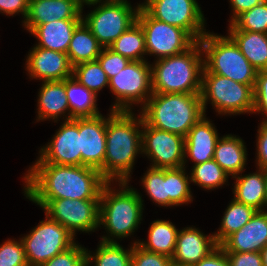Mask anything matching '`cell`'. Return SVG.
I'll use <instances>...</instances> for the list:
<instances>
[{
	"label": "cell",
	"instance_id": "cell-1",
	"mask_svg": "<svg viewBox=\"0 0 267 266\" xmlns=\"http://www.w3.org/2000/svg\"><path fill=\"white\" fill-rule=\"evenodd\" d=\"M24 176L27 199L100 200L107 181L89 166L35 163Z\"/></svg>",
	"mask_w": 267,
	"mask_h": 266
},
{
	"label": "cell",
	"instance_id": "cell-2",
	"mask_svg": "<svg viewBox=\"0 0 267 266\" xmlns=\"http://www.w3.org/2000/svg\"><path fill=\"white\" fill-rule=\"evenodd\" d=\"M106 118V154L104 179L107 182H129L134 161L142 153L143 117L132 111H113ZM141 152V153H140Z\"/></svg>",
	"mask_w": 267,
	"mask_h": 266
},
{
	"label": "cell",
	"instance_id": "cell-3",
	"mask_svg": "<svg viewBox=\"0 0 267 266\" xmlns=\"http://www.w3.org/2000/svg\"><path fill=\"white\" fill-rule=\"evenodd\" d=\"M204 54L199 41L178 55L157 59L151 64L153 93L200 94Z\"/></svg>",
	"mask_w": 267,
	"mask_h": 266
},
{
	"label": "cell",
	"instance_id": "cell-4",
	"mask_svg": "<svg viewBox=\"0 0 267 266\" xmlns=\"http://www.w3.org/2000/svg\"><path fill=\"white\" fill-rule=\"evenodd\" d=\"M140 109L149 126L182 137L205 115L200 94L153 93Z\"/></svg>",
	"mask_w": 267,
	"mask_h": 266
},
{
	"label": "cell",
	"instance_id": "cell-5",
	"mask_svg": "<svg viewBox=\"0 0 267 266\" xmlns=\"http://www.w3.org/2000/svg\"><path fill=\"white\" fill-rule=\"evenodd\" d=\"M128 183L118 182V190L113 187L111 189V182H107L102 188L99 225L105 227L108 235L102 236L100 241L117 242L114 238L130 236L141 224L144 210L142 196Z\"/></svg>",
	"mask_w": 267,
	"mask_h": 266
},
{
	"label": "cell",
	"instance_id": "cell-6",
	"mask_svg": "<svg viewBox=\"0 0 267 266\" xmlns=\"http://www.w3.org/2000/svg\"><path fill=\"white\" fill-rule=\"evenodd\" d=\"M199 42L205 54L204 67L210 73L238 83L255 85L258 70L251 65L229 35L207 32Z\"/></svg>",
	"mask_w": 267,
	"mask_h": 266
},
{
	"label": "cell",
	"instance_id": "cell-7",
	"mask_svg": "<svg viewBox=\"0 0 267 266\" xmlns=\"http://www.w3.org/2000/svg\"><path fill=\"white\" fill-rule=\"evenodd\" d=\"M253 88L254 85L238 83L227 77L212 74L204 67L200 93L204 114L207 102L210 101L215 111L221 115L253 113Z\"/></svg>",
	"mask_w": 267,
	"mask_h": 266
},
{
	"label": "cell",
	"instance_id": "cell-8",
	"mask_svg": "<svg viewBox=\"0 0 267 266\" xmlns=\"http://www.w3.org/2000/svg\"><path fill=\"white\" fill-rule=\"evenodd\" d=\"M85 5H96V9L94 8L86 17L82 16V21L103 48H108L123 32L137 22L140 9V6L134 9L127 0H105Z\"/></svg>",
	"mask_w": 267,
	"mask_h": 266
},
{
	"label": "cell",
	"instance_id": "cell-9",
	"mask_svg": "<svg viewBox=\"0 0 267 266\" xmlns=\"http://www.w3.org/2000/svg\"><path fill=\"white\" fill-rule=\"evenodd\" d=\"M116 97L113 111H132V104H146L152 92L151 64L147 60L131 61L117 75L109 79L108 86Z\"/></svg>",
	"mask_w": 267,
	"mask_h": 266
},
{
	"label": "cell",
	"instance_id": "cell-10",
	"mask_svg": "<svg viewBox=\"0 0 267 266\" xmlns=\"http://www.w3.org/2000/svg\"><path fill=\"white\" fill-rule=\"evenodd\" d=\"M75 236L47 214L30 234L21 238L29 266H41L75 244Z\"/></svg>",
	"mask_w": 267,
	"mask_h": 266
},
{
	"label": "cell",
	"instance_id": "cell-11",
	"mask_svg": "<svg viewBox=\"0 0 267 266\" xmlns=\"http://www.w3.org/2000/svg\"><path fill=\"white\" fill-rule=\"evenodd\" d=\"M51 219L59 222L74 236L78 231L94 232L99 225L100 200L29 199Z\"/></svg>",
	"mask_w": 267,
	"mask_h": 266
},
{
	"label": "cell",
	"instance_id": "cell-12",
	"mask_svg": "<svg viewBox=\"0 0 267 266\" xmlns=\"http://www.w3.org/2000/svg\"><path fill=\"white\" fill-rule=\"evenodd\" d=\"M137 22L145 34L147 55H156L157 59L183 53L196 42L182 28L152 18L142 7Z\"/></svg>",
	"mask_w": 267,
	"mask_h": 266
},
{
	"label": "cell",
	"instance_id": "cell-13",
	"mask_svg": "<svg viewBox=\"0 0 267 266\" xmlns=\"http://www.w3.org/2000/svg\"><path fill=\"white\" fill-rule=\"evenodd\" d=\"M142 8L152 18L182 28L195 41L207 33L205 18L196 0H147Z\"/></svg>",
	"mask_w": 267,
	"mask_h": 266
},
{
	"label": "cell",
	"instance_id": "cell-14",
	"mask_svg": "<svg viewBox=\"0 0 267 266\" xmlns=\"http://www.w3.org/2000/svg\"><path fill=\"white\" fill-rule=\"evenodd\" d=\"M142 154L151 159L153 168H179L186 165L185 137L149 126L143 120Z\"/></svg>",
	"mask_w": 267,
	"mask_h": 266
},
{
	"label": "cell",
	"instance_id": "cell-15",
	"mask_svg": "<svg viewBox=\"0 0 267 266\" xmlns=\"http://www.w3.org/2000/svg\"><path fill=\"white\" fill-rule=\"evenodd\" d=\"M53 139L40 149L36 163L82 166L79 118L64 121Z\"/></svg>",
	"mask_w": 267,
	"mask_h": 266
},
{
	"label": "cell",
	"instance_id": "cell-16",
	"mask_svg": "<svg viewBox=\"0 0 267 266\" xmlns=\"http://www.w3.org/2000/svg\"><path fill=\"white\" fill-rule=\"evenodd\" d=\"M79 136L82 166L98 169L104 178L106 117L79 118Z\"/></svg>",
	"mask_w": 267,
	"mask_h": 266
},
{
	"label": "cell",
	"instance_id": "cell-17",
	"mask_svg": "<svg viewBox=\"0 0 267 266\" xmlns=\"http://www.w3.org/2000/svg\"><path fill=\"white\" fill-rule=\"evenodd\" d=\"M32 50V51H31ZM26 59V70L33 79L61 81L72 77L73 66L66 53L35 46Z\"/></svg>",
	"mask_w": 267,
	"mask_h": 266
},
{
	"label": "cell",
	"instance_id": "cell-18",
	"mask_svg": "<svg viewBox=\"0 0 267 266\" xmlns=\"http://www.w3.org/2000/svg\"><path fill=\"white\" fill-rule=\"evenodd\" d=\"M82 11L79 0H29L23 26L31 33L38 25L54 20L82 19Z\"/></svg>",
	"mask_w": 267,
	"mask_h": 266
},
{
	"label": "cell",
	"instance_id": "cell-19",
	"mask_svg": "<svg viewBox=\"0 0 267 266\" xmlns=\"http://www.w3.org/2000/svg\"><path fill=\"white\" fill-rule=\"evenodd\" d=\"M267 245V211H256L238 231L228 236L220 246L225 252H260Z\"/></svg>",
	"mask_w": 267,
	"mask_h": 266
},
{
	"label": "cell",
	"instance_id": "cell-20",
	"mask_svg": "<svg viewBox=\"0 0 267 266\" xmlns=\"http://www.w3.org/2000/svg\"><path fill=\"white\" fill-rule=\"evenodd\" d=\"M217 246L213 234L205 235L193 226L186 227L178 232L176 247L171 260L193 266Z\"/></svg>",
	"mask_w": 267,
	"mask_h": 266
},
{
	"label": "cell",
	"instance_id": "cell-21",
	"mask_svg": "<svg viewBox=\"0 0 267 266\" xmlns=\"http://www.w3.org/2000/svg\"><path fill=\"white\" fill-rule=\"evenodd\" d=\"M211 122L203 115L185 136L184 158L189 157L194 165L210 161L214 157L215 146L220 137Z\"/></svg>",
	"mask_w": 267,
	"mask_h": 266
},
{
	"label": "cell",
	"instance_id": "cell-22",
	"mask_svg": "<svg viewBox=\"0 0 267 266\" xmlns=\"http://www.w3.org/2000/svg\"><path fill=\"white\" fill-rule=\"evenodd\" d=\"M38 97L37 122L46 119H52L56 122L62 115L65 117L67 112L68 115L64 120H69V104L65 90V79L61 81H44Z\"/></svg>",
	"mask_w": 267,
	"mask_h": 266
},
{
	"label": "cell",
	"instance_id": "cell-23",
	"mask_svg": "<svg viewBox=\"0 0 267 266\" xmlns=\"http://www.w3.org/2000/svg\"><path fill=\"white\" fill-rule=\"evenodd\" d=\"M82 19L54 20L38 25L32 32L38 44L35 46L66 53L76 27Z\"/></svg>",
	"mask_w": 267,
	"mask_h": 266
},
{
	"label": "cell",
	"instance_id": "cell-24",
	"mask_svg": "<svg viewBox=\"0 0 267 266\" xmlns=\"http://www.w3.org/2000/svg\"><path fill=\"white\" fill-rule=\"evenodd\" d=\"M240 174L233 177L236 180L233 188V199L251 206L257 211L266 210L267 196L264 169L258 168V171L248 175H242V172Z\"/></svg>",
	"mask_w": 267,
	"mask_h": 266
},
{
	"label": "cell",
	"instance_id": "cell-25",
	"mask_svg": "<svg viewBox=\"0 0 267 266\" xmlns=\"http://www.w3.org/2000/svg\"><path fill=\"white\" fill-rule=\"evenodd\" d=\"M246 153L243 139L229 134L218 139L213 159L229 176L234 177L245 170Z\"/></svg>",
	"mask_w": 267,
	"mask_h": 266
},
{
	"label": "cell",
	"instance_id": "cell-26",
	"mask_svg": "<svg viewBox=\"0 0 267 266\" xmlns=\"http://www.w3.org/2000/svg\"><path fill=\"white\" fill-rule=\"evenodd\" d=\"M228 35L234 40L242 54L258 71L267 70V34L241 31L232 23Z\"/></svg>",
	"mask_w": 267,
	"mask_h": 266
},
{
	"label": "cell",
	"instance_id": "cell-27",
	"mask_svg": "<svg viewBox=\"0 0 267 266\" xmlns=\"http://www.w3.org/2000/svg\"><path fill=\"white\" fill-rule=\"evenodd\" d=\"M69 104V120L101 115L97 107V95L80 84L73 76L65 79Z\"/></svg>",
	"mask_w": 267,
	"mask_h": 266
},
{
	"label": "cell",
	"instance_id": "cell-28",
	"mask_svg": "<svg viewBox=\"0 0 267 266\" xmlns=\"http://www.w3.org/2000/svg\"><path fill=\"white\" fill-rule=\"evenodd\" d=\"M179 230L172 222L167 220H155L151 223L147 241H134L144 250L172 257L176 247Z\"/></svg>",
	"mask_w": 267,
	"mask_h": 266
},
{
	"label": "cell",
	"instance_id": "cell-29",
	"mask_svg": "<svg viewBox=\"0 0 267 266\" xmlns=\"http://www.w3.org/2000/svg\"><path fill=\"white\" fill-rule=\"evenodd\" d=\"M103 47L82 21L74 30L67 55L72 66L97 60Z\"/></svg>",
	"mask_w": 267,
	"mask_h": 266
},
{
	"label": "cell",
	"instance_id": "cell-30",
	"mask_svg": "<svg viewBox=\"0 0 267 266\" xmlns=\"http://www.w3.org/2000/svg\"><path fill=\"white\" fill-rule=\"evenodd\" d=\"M113 52L127 57L131 61H143L146 53L145 34L136 22L123 32L109 47Z\"/></svg>",
	"mask_w": 267,
	"mask_h": 266
},
{
	"label": "cell",
	"instance_id": "cell-31",
	"mask_svg": "<svg viewBox=\"0 0 267 266\" xmlns=\"http://www.w3.org/2000/svg\"><path fill=\"white\" fill-rule=\"evenodd\" d=\"M253 207L232 199L224 212L221 227L214 233L215 241L220 245L228 236L240 230L256 213Z\"/></svg>",
	"mask_w": 267,
	"mask_h": 266
},
{
	"label": "cell",
	"instance_id": "cell-32",
	"mask_svg": "<svg viewBox=\"0 0 267 266\" xmlns=\"http://www.w3.org/2000/svg\"><path fill=\"white\" fill-rule=\"evenodd\" d=\"M133 244L130 249H124L117 242H103L93 255L86 250V263L94 266H131L132 265Z\"/></svg>",
	"mask_w": 267,
	"mask_h": 266
},
{
	"label": "cell",
	"instance_id": "cell-33",
	"mask_svg": "<svg viewBox=\"0 0 267 266\" xmlns=\"http://www.w3.org/2000/svg\"><path fill=\"white\" fill-rule=\"evenodd\" d=\"M186 167L167 168V195H169V207L181 206L191 203L193 200L189 184L190 176L186 174Z\"/></svg>",
	"mask_w": 267,
	"mask_h": 266
},
{
	"label": "cell",
	"instance_id": "cell-34",
	"mask_svg": "<svg viewBox=\"0 0 267 266\" xmlns=\"http://www.w3.org/2000/svg\"><path fill=\"white\" fill-rule=\"evenodd\" d=\"M191 170V182L205 190H214L215 188L221 187L226 184L225 182L229 178V175L214 159L196 164Z\"/></svg>",
	"mask_w": 267,
	"mask_h": 266
},
{
	"label": "cell",
	"instance_id": "cell-35",
	"mask_svg": "<svg viewBox=\"0 0 267 266\" xmlns=\"http://www.w3.org/2000/svg\"><path fill=\"white\" fill-rule=\"evenodd\" d=\"M72 76L96 95L102 88L109 86V79L98 60L74 66Z\"/></svg>",
	"mask_w": 267,
	"mask_h": 266
},
{
	"label": "cell",
	"instance_id": "cell-36",
	"mask_svg": "<svg viewBox=\"0 0 267 266\" xmlns=\"http://www.w3.org/2000/svg\"><path fill=\"white\" fill-rule=\"evenodd\" d=\"M142 184L153 202L159 206H169V195H167V168L150 167L142 178Z\"/></svg>",
	"mask_w": 267,
	"mask_h": 266
},
{
	"label": "cell",
	"instance_id": "cell-37",
	"mask_svg": "<svg viewBox=\"0 0 267 266\" xmlns=\"http://www.w3.org/2000/svg\"><path fill=\"white\" fill-rule=\"evenodd\" d=\"M232 24L241 31L267 34V0L243 12Z\"/></svg>",
	"mask_w": 267,
	"mask_h": 266
},
{
	"label": "cell",
	"instance_id": "cell-38",
	"mask_svg": "<svg viewBox=\"0 0 267 266\" xmlns=\"http://www.w3.org/2000/svg\"><path fill=\"white\" fill-rule=\"evenodd\" d=\"M0 266H29L21 239H8L0 245Z\"/></svg>",
	"mask_w": 267,
	"mask_h": 266
},
{
	"label": "cell",
	"instance_id": "cell-39",
	"mask_svg": "<svg viewBox=\"0 0 267 266\" xmlns=\"http://www.w3.org/2000/svg\"><path fill=\"white\" fill-rule=\"evenodd\" d=\"M86 250V248L75 243L66 251L57 254L41 266H84L86 264Z\"/></svg>",
	"mask_w": 267,
	"mask_h": 266
},
{
	"label": "cell",
	"instance_id": "cell-40",
	"mask_svg": "<svg viewBox=\"0 0 267 266\" xmlns=\"http://www.w3.org/2000/svg\"><path fill=\"white\" fill-rule=\"evenodd\" d=\"M97 60L105 71L108 79L117 75L131 62L127 57L117 54L109 48H103Z\"/></svg>",
	"mask_w": 267,
	"mask_h": 266
},
{
	"label": "cell",
	"instance_id": "cell-41",
	"mask_svg": "<svg viewBox=\"0 0 267 266\" xmlns=\"http://www.w3.org/2000/svg\"><path fill=\"white\" fill-rule=\"evenodd\" d=\"M170 262V257L146 251L138 244L133 243L131 266H168Z\"/></svg>",
	"mask_w": 267,
	"mask_h": 266
},
{
	"label": "cell",
	"instance_id": "cell-42",
	"mask_svg": "<svg viewBox=\"0 0 267 266\" xmlns=\"http://www.w3.org/2000/svg\"><path fill=\"white\" fill-rule=\"evenodd\" d=\"M254 91L253 113L265 115L263 121H267V70L258 71Z\"/></svg>",
	"mask_w": 267,
	"mask_h": 266
},
{
	"label": "cell",
	"instance_id": "cell-43",
	"mask_svg": "<svg viewBox=\"0 0 267 266\" xmlns=\"http://www.w3.org/2000/svg\"><path fill=\"white\" fill-rule=\"evenodd\" d=\"M230 266H263L260 252H226Z\"/></svg>",
	"mask_w": 267,
	"mask_h": 266
},
{
	"label": "cell",
	"instance_id": "cell-44",
	"mask_svg": "<svg viewBox=\"0 0 267 266\" xmlns=\"http://www.w3.org/2000/svg\"><path fill=\"white\" fill-rule=\"evenodd\" d=\"M257 137V168H267V121H262L258 127ZM259 166V167H258Z\"/></svg>",
	"mask_w": 267,
	"mask_h": 266
},
{
	"label": "cell",
	"instance_id": "cell-45",
	"mask_svg": "<svg viewBox=\"0 0 267 266\" xmlns=\"http://www.w3.org/2000/svg\"><path fill=\"white\" fill-rule=\"evenodd\" d=\"M28 8L29 0H0V13H5L6 16L20 13L26 19Z\"/></svg>",
	"mask_w": 267,
	"mask_h": 266
},
{
	"label": "cell",
	"instance_id": "cell-46",
	"mask_svg": "<svg viewBox=\"0 0 267 266\" xmlns=\"http://www.w3.org/2000/svg\"><path fill=\"white\" fill-rule=\"evenodd\" d=\"M193 266H230L226 252L218 245L206 257Z\"/></svg>",
	"mask_w": 267,
	"mask_h": 266
},
{
	"label": "cell",
	"instance_id": "cell-47",
	"mask_svg": "<svg viewBox=\"0 0 267 266\" xmlns=\"http://www.w3.org/2000/svg\"><path fill=\"white\" fill-rule=\"evenodd\" d=\"M264 0H230V4L233 10L230 24L243 12L251 10L256 5L262 3Z\"/></svg>",
	"mask_w": 267,
	"mask_h": 266
},
{
	"label": "cell",
	"instance_id": "cell-48",
	"mask_svg": "<svg viewBox=\"0 0 267 266\" xmlns=\"http://www.w3.org/2000/svg\"><path fill=\"white\" fill-rule=\"evenodd\" d=\"M263 266H267V245L260 251Z\"/></svg>",
	"mask_w": 267,
	"mask_h": 266
},
{
	"label": "cell",
	"instance_id": "cell-49",
	"mask_svg": "<svg viewBox=\"0 0 267 266\" xmlns=\"http://www.w3.org/2000/svg\"><path fill=\"white\" fill-rule=\"evenodd\" d=\"M102 0H79V2L84 6L85 4L92 3V2H98ZM104 1V0H103ZM108 1V0H106Z\"/></svg>",
	"mask_w": 267,
	"mask_h": 266
},
{
	"label": "cell",
	"instance_id": "cell-50",
	"mask_svg": "<svg viewBox=\"0 0 267 266\" xmlns=\"http://www.w3.org/2000/svg\"><path fill=\"white\" fill-rule=\"evenodd\" d=\"M168 266H191V265L180 264V263H176V262L171 260V262Z\"/></svg>",
	"mask_w": 267,
	"mask_h": 266
},
{
	"label": "cell",
	"instance_id": "cell-51",
	"mask_svg": "<svg viewBox=\"0 0 267 266\" xmlns=\"http://www.w3.org/2000/svg\"><path fill=\"white\" fill-rule=\"evenodd\" d=\"M264 175L266 179V196H267V168L264 169Z\"/></svg>",
	"mask_w": 267,
	"mask_h": 266
},
{
	"label": "cell",
	"instance_id": "cell-52",
	"mask_svg": "<svg viewBox=\"0 0 267 266\" xmlns=\"http://www.w3.org/2000/svg\"><path fill=\"white\" fill-rule=\"evenodd\" d=\"M121 1H125V0H121ZM146 2H147V0H145L144 3H142V4H138V6L142 7Z\"/></svg>",
	"mask_w": 267,
	"mask_h": 266
}]
</instances>
